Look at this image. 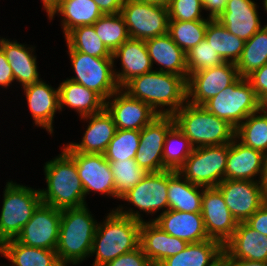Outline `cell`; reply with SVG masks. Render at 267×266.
<instances>
[{"mask_svg": "<svg viewBox=\"0 0 267 266\" xmlns=\"http://www.w3.org/2000/svg\"><path fill=\"white\" fill-rule=\"evenodd\" d=\"M173 117L194 148L228 144L235 138L236 128L202 105L186 102Z\"/></svg>", "mask_w": 267, "mask_h": 266, "instance_id": "5b68a950", "label": "cell"}, {"mask_svg": "<svg viewBox=\"0 0 267 266\" xmlns=\"http://www.w3.org/2000/svg\"><path fill=\"white\" fill-rule=\"evenodd\" d=\"M204 189L205 187L182 178L179 172L168 170V209L201 213Z\"/></svg>", "mask_w": 267, "mask_h": 266, "instance_id": "f546056e", "label": "cell"}, {"mask_svg": "<svg viewBox=\"0 0 267 266\" xmlns=\"http://www.w3.org/2000/svg\"><path fill=\"white\" fill-rule=\"evenodd\" d=\"M262 108L267 112V99L262 103Z\"/></svg>", "mask_w": 267, "mask_h": 266, "instance_id": "6f0895ef", "label": "cell"}, {"mask_svg": "<svg viewBox=\"0 0 267 266\" xmlns=\"http://www.w3.org/2000/svg\"><path fill=\"white\" fill-rule=\"evenodd\" d=\"M3 193L0 214V245L5 241L16 239L42 203L40 189L35 190L13 183V181L7 182Z\"/></svg>", "mask_w": 267, "mask_h": 266, "instance_id": "8992f818", "label": "cell"}, {"mask_svg": "<svg viewBox=\"0 0 267 266\" xmlns=\"http://www.w3.org/2000/svg\"><path fill=\"white\" fill-rule=\"evenodd\" d=\"M205 39L224 60L236 64L245 41L230 33L217 19L208 22Z\"/></svg>", "mask_w": 267, "mask_h": 266, "instance_id": "836d02e7", "label": "cell"}, {"mask_svg": "<svg viewBox=\"0 0 267 266\" xmlns=\"http://www.w3.org/2000/svg\"><path fill=\"white\" fill-rule=\"evenodd\" d=\"M175 125L173 115H159L140 131V144L134 160L149 172L168 170L163 165L167 132Z\"/></svg>", "mask_w": 267, "mask_h": 266, "instance_id": "5bb4252c", "label": "cell"}, {"mask_svg": "<svg viewBox=\"0 0 267 266\" xmlns=\"http://www.w3.org/2000/svg\"><path fill=\"white\" fill-rule=\"evenodd\" d=\"M61 0H42L43 8L45 9L48 18L53 14V12L59 6Z\"/></svg>", "mask_w": 267, "mask_h": 266, "instance_id": "f5cc1de1", "label": "cell"}, {"mask_svg": "<svg viewBox=\"0 0 267 266\" xmlns=\"http://www.w3.org/2000/svg\"><path fill=\"white\" fill-rule=\"evenodd\" d=\"M59 109L68 106L79 113L80 117L101 112L105 108V100L94 90L71 81L63 80L58 86Z\"/></svg>", "mask_w": 267, "mask_h": 266, "instance_id": "4dcf8cb0", "label": "cell"}, {"mask_svg": "<svg viewBox=\"0 0 267 266\" xmlns=\"http://www.w3.org/2000/svg\"><path fill=\"white\" fill-rule=\"evenodd\" d=\"M210 20L169 21L168 34L172 40L187 53L205 39Z\"/></svg>", "mask_w": 267, "mask_h": 266, "instance_id": "ab89813d", "label": "cell"}, {"mask_svg": "<svg viewBox=\"0 0 267 266\" xmlns=\"http://www.w3.org/2000/svg\"><path fill=\"white\" fill-rule=\"evenodd\" d=\"M12 82H14L12 68L9 65L5 53L0 48V86L8 88Z\"/></svg>", "mask_w": 267, "mask_h": 266, "instance_id": "c3c4849f", "label": "cell"}, {"mask_svg": "<svg viewBox=\"0 0 267 266\" xmlns=\"http://www.w3.org/2000/svg\"><path fill=\"white\" fill-rule=\"evenodd\" d=\"M112 57L113 60L120 58L121 61L122 72L114 69L120 88L132 78L153 71L145 40L129 38L112 53Z\"/></svg>", "mask_w": 267, "mask_h": 266, "instance_id": "603a6c76", "label": "cell"}, {"mask_svg": "<svg viewBox=\"0 0 267 266\" xmlns=\"http://www.w3.org/2000/svg\"><path fill=\"white\" fill-rule=\"evenodd\" d=\"M265 155L244 145L236 137L229 143L225 179L260 181L264 171ZM259 175V180H254Z\"/></svg>", "mask_w": 267, "mask_h": 266, "instance_id": "d6986e66", "label": "cell"}, {"mask_svg": "<svg viewBox=\"0 0 267 266\" xmlns=\"http://www.w3.org/2000/svg\"><path fill=\"white\" fill-rule=\"evenodd\" d=\"M245 223L252 229L267 236V201Z\"/></svg>", "mask_w": 267, "mask_h": 266, "instance_id": "7dc6e473", "label": "cell"}, {"mask_svg": "<svg viewBox=\"0 0 267 266\" xmlns=\"http://www.w3.org/2000/svg\"><path fill=\"white\" fill-rule=\"evenodd\" d=\"M1 38V37H0ZM0 48L6 55L14 75V80L27 86L41 80L36 62V56L32 53L34 47H27L18 43L17 40L11 41L6 38L0 39Z\"/></svg>", "mask_w": 267, "mask_h": 266, "instance_id": "83f0119b", "label": "cell"}, {"mask_svg": "<svg viewBox=\"0 0 267 266\" xmlns=\"http://www.w3.org/2000/svg\"><path fill=\"white\" fill-rule=\"evenodd\" d=\"M107 100L105 108L112 115L117 129L141 131L159 116L150 105L131 97L122 88Z\"/></svg>", "mask_w": 267, "mask_h": 266, "instance_id": "e0dca14e", "label": "cell"}, {"mask_svg": "<svg viewBox=\"0 0 267 266\" xmlns=\"http://www.w3.org/2000/svg\"><path fill=\"white\" fill-rule=\"evenodd\" d=\"M267 63V25L245 41L243 52L236 62L240 77L246 78Z\"/></svg>", "mask_w": 267, "mask_h": 266, "instance_id": "e575fe53", "label": "cell"}, {"mask_svg": "<svg viewBox=\"0 0 267 266\" xmlns=\"http://www.w3.org/2000/svg\"><path fill=\"white\" fill-rule=\"evenodd\" d=\"M210 113L237 128L250 114L260 111L262 103L246 78L239 77L203 105Z\"/></svg>", "mask_w": 267, "mask_h": 266, "instance_id": "52a82bcc", "label": "cell"}, {"mask_svg": "<svg viewBox=\"0 0 267 266\" xmlns=\"http://www.w3.org/2000/svg\"><path fill=\"white\" fill-rule=\"evenodd\" d=\"M47 189H40L42 203L57 209L87 205L74 159L62 153L44 165Z\"/></svg>", "mask_w": 267, "mask_h": 266, "instance_id": "277c9868", "label": "cell"}, {"mask_svg": "<svg viewBox=\"0 0 267 266\" xmlns=\"http://www.w3.org/2000/svg\"><path fill=\"white\" fill-rule=\"evenodd\" d=\"M137 1L167 7L172 0H137Z\"/></svg>", "mask_w": 267, "mask_h": 266, "instance_id": "11a10c76", "label": "cell"}, {"mask_svg": "<svg viewBox=\"0 0 267 266\" xmlns=\"http://www.w3.org/2000/svg\"><path fill=\"white\" fill-rule=\"evenodd\" d=\"M109 163L115 183V198L117 199H120L148 174L134 159L109 161Z\"/></svg>", "mask_w": 267, "mask_h": 266, "instance_id": "60d3db41", "label": "cell"}, {"mask_svg": "<svg viewBox=\"0 0 267 266\" xmlns=\"http://www.w3.org/2000/svg\"><path fill=\"white\" fill-rule=\"evenodd\" d=\"M123 210L124 207L119 206L97 224L90 253V256L96 255L92 266H105L140 246V225L144 220L139 211Z\"/></svg>", "mask_w": 267, "mask_h": 266, "instance_id": "6da1fadb", "label": "cell"}, {"mask_svg": "<svg viewBox=\"0 0 267 266\" xmlns=\"http://www.w3.org/2000/svg\"><path fill=\"white\" fill-rule=\"evenodd\" d=\"M224 245L214 239L189 243L180 253L164 259L158 266H215L223 259Z\"/></svg>", "mask_w": 267, "mask_h": 266, "instance_id": "f1b7e54d", "label": "cell"}, {"mask_svg": "<svg viewBox=\"0 0 267 266\" xmlns=\"http://www.w3.org/2000/svg\"><path fill=\"white\" fill-rule=\"evenodd\" d=\"M201 215L208 237L223 245L236 230L238 222L232 216L217 187H205L203 190Z\"/></svg>", "mask_w": 267, "mask_h": 266, "instance_id": "2e32d148", "label": "cell"}, {"mask_svg": "<svg viewBox=\"0 0 267 266\" xmlns=\"http://www.w3.org/2000/svg\"><path fill=\"white\" fill-rule=\"evenodd\" d=\"M152 221L164 232L187 243H197L210 239L205 230L201 213L168 209Z\"/></svg>", "mask_w": 267, "mask_h": 266, "instance_id": "d4e9b609", "label": "cell"}, {"mask_svg": "<svg viewBox=\"0 0 267 266\" xmlns=\"http://www.w3.org/2000/svg\"><path fill=\"white\" fill-rule=\"evenodd\" d=\"M229 266H267V262L250 261L246 259H225Z\"/></svg>", "mask_w": 267, "mask_h": 266, "instance_id": "816d5d0a", "label": "cell"}, {"mask_svg": "<svg viewBox=\"0 0 267 266\" xmlns=\"http://www.w3.org/2000/svg\"><path fill=\"white\" fill-rule=\"evenodd\" d=\"M105 266H153L148 257L144 254L141 246L124 253L114 260L108 262Z\"/></svg>", "mask_w": 267, "mask_h": 266, "instance_id": "f6af8a7d", "label": "cell"}, {"mask_svg": "<svg viewBox=\"0 0 267 266\" xmlns=\"http://www.w3.org/2000/svg\"><path fill=\"white\" fill-rule=\"evenodd\" d=\"M169 21L211 20L203 18L202 0H172L167 6Z\"/></svg>", "mask_w": 267, "mask_h": 266, "instance_id": "ee69618b", "label": "cell"}, {"mask_svg": "<svg viewBox=\"0 0 267 266\" xmlns=\"http://www.w3.org/2000/svg\"><path fill=\"white\" fill-rule=\"evenodd\" d=\"M104 15L121 13L126 0H93Z\"/></svg>", "mask_w": 267, "mask_h": 266, "instance_id": "681fc988", "label": "cell"}, {"mask_svg": "<svg viewBox=\"0 0 267 266\" xmlns=\"http://www.w3.org/2000/svg\"><path fill=\"white\" fill-rule=\"evenodd\" d=\"M186 62L189 77L190 74L202 69L221 65L224 63V60L208 41L204 39L186 53Z\"/></svg>", "mask_w": 267, "mask_h": 266, "instance_id": "7bdbcfd3", "label": "cell"}, {"mask_svg": "<svg viewBox=\"0 0 267 266\" xmlns=\"http://www.w3.org/2000/svg\"><path fill=\"white\" fill-rule=\"evenodd\" d=\"M68 50H75L97 58H113L112 53L97 36L93 25L71 30L66 36Z\"/></svg>", "mask_w": 267, "mask_h": 266, "instance_id": "8d00e7d4", "label": "cell"}, {"mask_svg": "<svg viewBox=\"0 0 267 266\" xmlns=\"http://www.w3.org/2000/svg\"><path fill=\"white\" fill-rule=\"evenodd\" d=\"M92 215L86 205L61 210L56 253L62 265H76L90 256L98 224Z\"/></svg>", "mask_w": 267, "mask_h": 266, "instance_id": "3957f363", "label": "cell"}, {"mask_svg": "<svg viewBox=\"0 0 267 266\" xmlns=\"http://www.w3.org/2000/svg\"><path fill=\"white\" fill-rule=\"evenodd\" d=\"M64 150L74 159L85 196L94 191L115 197V183L109 161L104 154L75 152L69 145Z\"/></svg>", "mask_w": 267, "mask_h": 266, "instance_id": "4fadbf2b", "label": "cell"}, {"mask_svg": "<svg viewBox=\"0 0 267 266\" xmlns=\"http://www.w3.org/2000/svg\"><path fill=\"white\" fill-rule=\"evenodd\" d=\"M215 266H229L227 261L223 258L219 263H217Z\"/></svg>", "mask_w": 267, "mask_h": 266, "instance_id": "9f6ffc18", "label": "cell"}, {"mask_svg": "<svg viewBox=\"0 0 267 266\" xmlns=\"http://www.w3.org/2000/svg\"><path fill=\"white\" fill-rule=\"evenodd\" d=\"M261 184L267 195V154H265V157H264V171H263V176L261 179Z\"/></svg>", "mask_w": 267, "mask_h": 266, "instance_id": "db71d44e", "label": "cell"}, {"mask_svg": "<svg viewBox=\"0 0 267 266\" xmlns=\"http://www.w3.org/2000/svg\"><path fill=\"white\" fill-rule=\"evenodd\" d=\"M89 124L80 143L68 144L75 152L104 154L117 130L112 115L104 108L101 112L81 117Z\"/></svg>", "mask_w": 267, "mask_h": 266, "instance_id": "484cf974", "label": "cell"}, {"mask_svg": "<svg viewBox=\"0 0 267 266\" xmlns=\"http://www.w3.org/2000/svg\"><path fill=\"white\" fill-rule=\"evenodd\" d=\"M263 2H264V3H263L264 8H265L264 10L267 12V0H264Z\"/></svg>", "mask_w": 267, "mask_h": 266, "instance_id": "680465c9", "label": "cell"}, {"mask_svg": "<svg viewBox=\"0 0 267 266\" xmlns=\"http://www.w3.org/2000/svg\"><path fill=\"white\" fill-rule=\"evenodd\" d=\"M122 89L159 115H174L187 102V80L172 73L153 70L132 78Z\"/></svg>", "mask_w": 267, "mask_h": 266, "instance_id": "7a4b0ae2", "label": "cell"}, {"mask_svg": "<svg viewBox=\"0 0 267 266\" xmlns=\"http://www.w3.org/2000/svg\"><path fill=\"white\" fill-rule=\"evenodd\" d=\"M75 77L69 80L94 90L105 101L120 87L114 74L113 58H97L75 50H68Z\"/></svg>", "mask_w": 267, "mask_h": 266, "instance_id": "9c48e42d", "label": "cell"}, {"mask_svg": "<svg viewBox=\"0 0 267 266\" xmlns=\"http://www.w3.org/2000/svg\"><path fill=\"white\" fill-rule=\"evenodd\" d=\"M93 27L97 36L111 53L130 38L121 13L102 15Z\"/></svg>", "mask_w": 267, "mask_h": 266, "instance_id": "74e56055", "label": "cell"}, {"mask_svg": "<svg viewBox=\"0 0 267 266\" xmlns=\"http://www.w3.org/2000/svg\"><path fill=\"white\" fill-rule=\"evenodd\" d=\"M216 19L230 33L244 41L262 28L253 0H227L225 10Z\"/></svg>", "mask_w": 267, "mask_h": 266, "instance_id": "ffe728a7", "label": "cell"}, {"mask_svg": "<svg viewBox=\"0 0 267 266\" xmlns=\"http://www.w3.org/2000/svg\"><path fill=\"white\" fill-rule=\"evenodd\" d=\"M194 147L183 132L174 125L168 132L164 142L163 165L168 170L177 171L192 153Z\"/></svg>", "mask_w": 267, "mask_h": 266, "instance_id": "f35d334b", "label": "cell"}, {"mask_svg": "<svg viewBox=\"0 0 267 266\" xmlns=\"http://www.w3.org/2000/svg\"><path fill=\"white\" fill-rule=\"evenodd\" d=\"M224 259L267 262V236L238 222L232 237L224 244Z\"/></svg>", "mask_w": 267, "mask_h": 266, "instance_id": "44dd1931", "label": "cell"}, {"mask_svg": "<svg viewBox=\"0 0 267 266\" xmlns=\"http://www.w3.org/2000/svg\"><path fill=\"white\" fill-rule=\"evenodd\" d=\"M60 219V209L41 203L16 240L29 247L56 250Z\"/></svg>", "mask_w": 267, "mask_h": 266, "instance_id": "9a60e30c", "label": "cell"}, {"mask_svg": "<svg viewBox=\"0 0 267 266\" xmlns=\"http://www.w3.org/2000/svg\"><path fill=\"white\" fill-rule=\"evenodd\" d=\"M0 254L12 262L11 266H62L56 250L29 247L16 239L3 242Z\"/></svg>", "mask_w": 267, "mask_h": 266, "instance_id": "1f68e13d", "label": "cell"}, {"mask_svg": "<svg viewBox=\"0 0 267 266\" xmlns=\"http://www.w3.org/2000/svg\"><path fill=\"white\" fill-rule=\"evenodd\" d=\"M217 188L237 222H245L267 201L260 181L224 179Z\"/></svg>", "mask_w": 267, "mask_h": 266, "instance_id": "7c38bea8", "label": "cell"}, {"mask_svg": "<svg viewBox=\"0 0 267 266\" xmlns=\"http://www.w3.org/2000/svg\"><path fill=\"white\" fill-rule=\"evenodd\" d=\"M152 65L157 62L162 66L160 72L172 73L188 80L186 53L172 40L167 33L145 40Z\"/></svg>", "mask_w": 267, "mask_h": 266, "instance_id": "4316f807", "label": "cell"}, {"mask_svg": "<svg viewBox=\"0 0 267 266\" xmlns=\"http://www.w3.org/2000/svg\"><path fill=\"white\" fill-rule=\"evenodd\" d=\"M253 87L258 100L263 103L267 99V63L246 77Z\"/></svg>", "mask_w": 267, "mask_h": 266, "instance_id": "bcb514c9", "label": "cell"}, {"mask_svg": "<svg viewBox=\"0 0 267 266\" xmlns=\"http://www.w3.org/2000/svg\"><path fill=\"white\" fill-rule=\"evenodd\" d=\"M229 143L196 147L177 170L182 177L203 187H217L225 179Z\"/></svg>", "mask_w": 267, "mask_h": 266, "instance_id": "ba28073f", "label": "cell"}, {"mask_svg": "<svg viewBox=\"0 0 267 266\" xmlns=\"http://www.w3.org/2000/svg\"><path fill=\"white\" fill-rule=\"evenodd\" d=\"M203 8L209 11V18L216 19L225 10L227 0H202Z\"/></svg>", "mask_w": 267, "mask_h": 266, "instance_id": "f907efd6", "label": "cell"}, {"mask_svg": "<svg viewBox=\"0 0 267 266\" xmlns=\"http://www.w3.org/2000/svg\"><path fill=\"white\" fill-rule=\"evenodd\" d=\"M235 137L244 145L267 154V112L261 108L250 114L236 128Z\"/></svg>", "mask_w": 267, "mask_h": 266, "instance_id": "d590c367", "label": "cell"}, {"mask_svg": "<svg viewBox=\"0 0 267 266\" xmlns=\"http://www.w3.org/2000/svg\"><path fill=\"white\" fill-rule=\"evenodd\" d=\"M36 126L53 133V119L59 109V90L45 83L38 81L23 87Z\"/></svg>", "mask_w": 267, "mask_h": 266, "instance_id": "cb8c5ba5", "label": "cell"}, {"mask_svg": "<svg viewBox=\"0 0 267 266\" xmlns=\"http://www.w3.org/2000/svg\"><path fill=\"white\" fill-rule=\"evenodd\" d=\"M188 244L164 232L151 220L141 222L140 246L153 266H158L164 259L180 253Z\"/></svg>", "mask_w": 267, "mask_h": 266, "instance_id": "7402d4cb", "label": "cell"}, {"mask_svg": "<svg viewBox=\"0 0 267 266\" xmlns=\"http://www.w3.org/2000/svg\"><path fill=\"white\" fill-rule=\"evenodd\" d=\"M121 14L132 39L146 40L168 33L169 15L166 6L126 0Z\"/></svg>", "mask_w": 267, "mask_h": 266, "instance_id": "30bf717a", "label": "cell"}, {"mask_svg": "<svg viewBox=\"0 0 267 266\" xmlns=\"http://www.w3.org/2000/svg\"><path fill=\"white\" fill-rule=\"evenodd\" d=\"M120 199L137 207L140 212L163 214L168 210V170L149 172ZM164 210V211H163Z\"/></svg>", "mask_w": 267, "mask_h": 266, "instance_id": "ac0fdd59", "label": "cell"}, {"mask_svg": "<svg viewBox=\"0 0 267 266\" xmlns=\"http://www.w3.org/2000/svg\"><path fill=\"white\" fill-rule=\"evenodd\" d=\"M140 144V131L117 129L104 156L108 161L134 159Z\"/></svg>", "mask_w": 267, "mask_h": 266, "instance_id": "b9f144b4", "label": "cell"}, {"mask_svg": "<svg viewBox=\"0 0 267 266\" xmlns=\"http://www.w3.org/2000/svg\"><path fill=\"white\" fill-rule=\"evenodd\" d=\"M56 13L63 16L61 22L64 36L77 27L93 25L104 15L93 0H61L49 20H52Z\"/></svg>", "mask_w": 267, "mask_h": 266, "instance_id": "d6a6232c", "label": "cell"}, {"mask_svg": "<svg viewBox=\"0 0 267 266\" xmlns=\"http://www.w3.org/2000/svg\"><path fill=\"white\" fill-rule=\"evenodd\" d=\"M239 77L236 65L230 62L194 72L187 80V102L193 105H203L220 91L232 85Z\"/></svg>", "mask_w": 267, "mask_h": 266, "instance_id": "8fae6325", "label": "cell"}]
</instances>
